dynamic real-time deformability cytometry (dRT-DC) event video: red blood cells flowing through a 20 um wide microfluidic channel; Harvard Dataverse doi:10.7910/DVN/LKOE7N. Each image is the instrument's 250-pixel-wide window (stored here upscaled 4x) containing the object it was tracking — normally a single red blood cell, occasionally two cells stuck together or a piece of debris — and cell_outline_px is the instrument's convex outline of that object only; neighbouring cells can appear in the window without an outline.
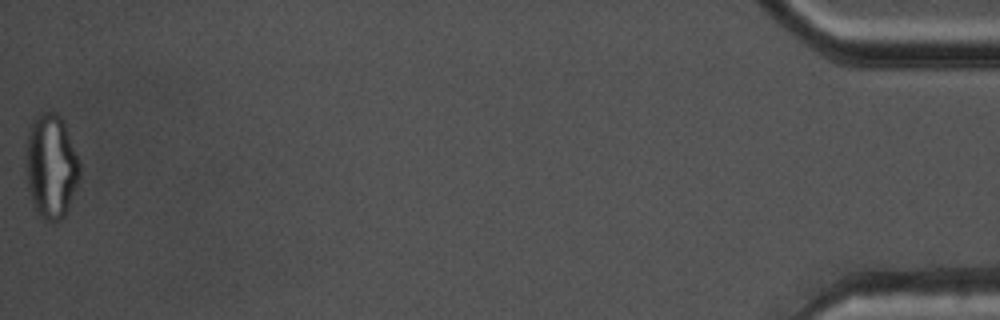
{"species": "common noctule bat (a hibernating species)", "species_latin": "Nyctalus noctula", "temperature_condition": "warm", "stored_images_in_passage": 47, "camera_frame_rate_fps": 3000, "um_per_image_px": 0.085, "animal": {"sex": "male", "body_mass_g": 17.5, "forearm_length_mm": 52.3}, "frame": {"image": 1, "passage_image": 47, "time_ms": 15.333, "image_size_px": [1000, 320], "cell_outline_px": [[80, 176], [68, 208], [64, 216], [60, 220], [52, 224], [44, 220], [36, 212], [32, 204], [28, 188], [28, 136], [32, 120], [40, 112], [56, 112], [64, 120], [80, 164]], "centroid_in_image_um": [4.37, 14.16], "position_along_channel_um": 430.8, "area_um2": 32.43}, "authors_computed_cell_mechanics": {"area_um2": 25.143, "velocity_mm_per_s": 3.7845, "shape_relaxation_time_tau1_ms": null, "shape_relaxation_time_tau2_ms": 1.1127, "deformation_change_tau1": null, "deformation_change_tau2": 0.0928}}